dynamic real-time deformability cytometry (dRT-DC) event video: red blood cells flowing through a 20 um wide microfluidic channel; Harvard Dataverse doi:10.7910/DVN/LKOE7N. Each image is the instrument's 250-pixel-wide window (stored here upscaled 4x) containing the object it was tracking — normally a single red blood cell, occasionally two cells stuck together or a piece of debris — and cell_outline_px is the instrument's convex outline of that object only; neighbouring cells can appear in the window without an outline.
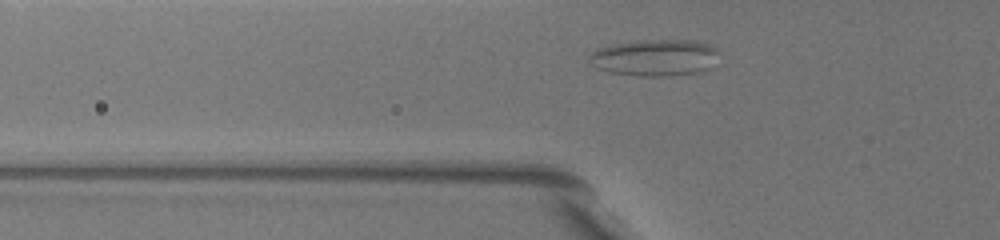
{"species": "common noctule bat (a hibernating species)", "species_latin": "Nyctalus noctula", "temperature_condition": "warm", "stored_images_in_passage": 29, "camera_frame_rate_fps": 3000, "um_per_image_px": 0.085, "animal": {"sex": "female", "body_mass_g": 19.5, "forearm_length_mm": 54.1}, "frame": {"image": 1, "passage_image": 6, "time_ms": 2.333, "image_size_px": [1000, 240], "cell_outline_px": [[716, 52], [708, 68], [700, 72], [672, 76], [640, 76], [612, 72], [596, 68], [588, 60], [588, 56], [596, 48], [612, 44], [640, 40], [688, 40], [708, 44], [716, 48]], "centroid_in_image_um": [55.58, 4.9], "position_along_channel_um": 70.2, "area_um2": 27.4}}
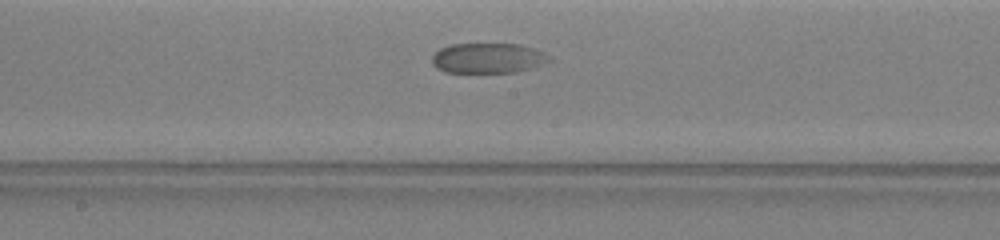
{"frame": {"image": 2, "passage_image": 15, "time_ms": 6.333, "image_size_px": [1000, 240], "cell_outline_px": [[552, 60], [516, 72], [444, 72], [436, 68], [432, 64], [432, 56], [440, 48], [452, 44], [520, 44], [544, 52], [552, 56]], "centroid_in_image_um": [41.46, 4.93], "position_along_channel_um": 206.7, "area_um2": 20.52}}
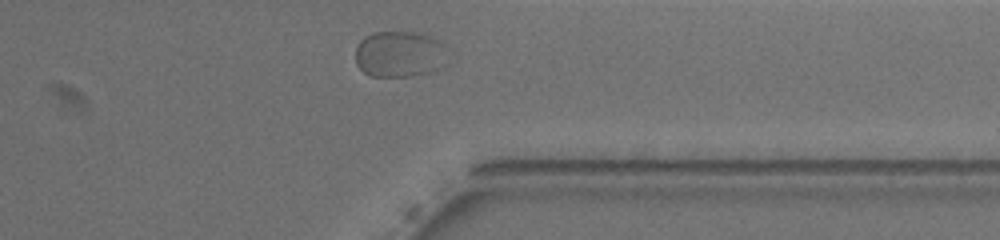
{"frame": {"image": 3, "passage_image": 26, "time_ms": 11.333, "image_size_px": [1000, 240], "cell_outline_px": [[448, 64], [432, 72], [412, 76], [368, 76], [356, 64], [356, 48], [360, 40], [364, 36], [372, 32], [416, 32], [440, 40], [444, 44]], "centroid_in_image_um": [33.98, 4.6], "position_along_channel_um": 377.4, "area_um2": 25.26}}